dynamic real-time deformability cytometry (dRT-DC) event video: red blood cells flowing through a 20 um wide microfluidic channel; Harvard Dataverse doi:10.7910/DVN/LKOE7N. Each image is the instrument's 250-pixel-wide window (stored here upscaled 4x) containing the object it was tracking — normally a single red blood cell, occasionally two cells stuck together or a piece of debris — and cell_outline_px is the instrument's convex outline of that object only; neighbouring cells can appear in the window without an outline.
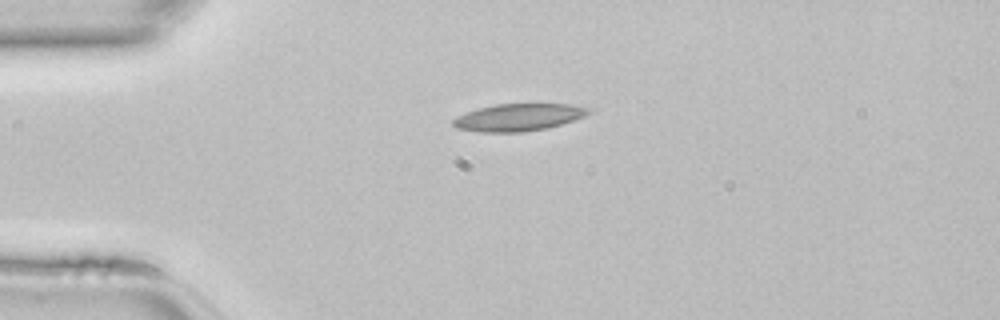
{"species": "common noctule bat (a hibernating species)", "species_latin": "Nyctalus noctula", "temperature_condition": "room temperature", "stored_images_in_passage": 36, "camera_frame_rate_fps": 3000, "um_per_image_px": 0.085, "animal": {"sex": "female", "body_mass_g": 22.7, "forearm_length_mm": 54.2}, "frame": {"image": 1, "passage_image": 1, "time_ms": 0.0, "image_size_px": [1000, 320], "cell_outline_px": [[592, 112], [584, 116], [548, 128], [520, 132], [476, 132], [456, 128], [452, 124], [452, 120], [456, 116], [476, 108], [496, 104], [572, 104], [592, 108]], "centroid_in_image_um": [44.04, 9.97], "position_along_channel_um": 41.0, "area_um2": 21.68}}
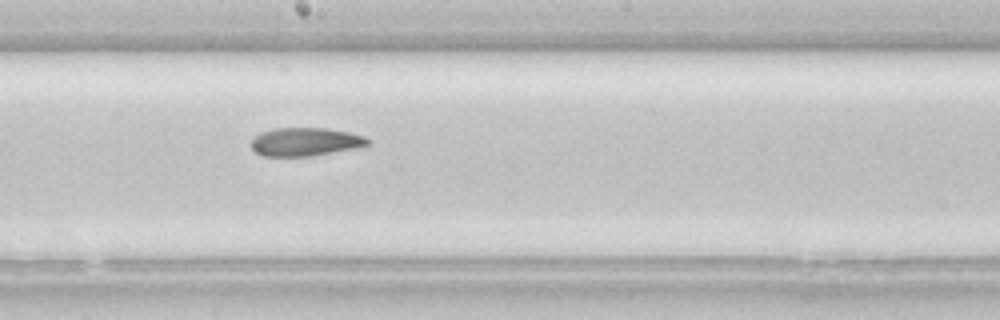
{"frame": {"image": 2, "passage_image": 15, "time_ms": 4.667, "image_size_px": [1000, 320], "cell_outline_px": [[372, 140], [368, 144], [356, 148], [312, 156], [260, 156], [252, 148], [252, 140], [260, 132], [276, 128], [324, 128], [348, 132], [364, 136]], "centroid_in_image_um": [25.95, 12.06], "position_along_channel_um": 222.2, "area_um2": 19.19}}
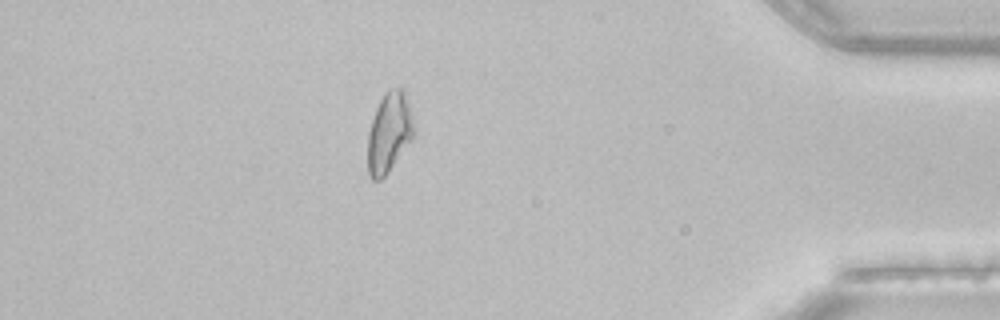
{"frame": {"image": 3, "passage_image": 30, "time_ms": 9.667, "image_size_px": [1000, 320], "cell_outline_px": [[416, 132], [388, 172], [380, 180], [372, 180], [368, 172], [368, 132], [376, 108], [384, 92], [388, 88], [404, 88], [408, 100], [416, 128]], "centroid_in_image_um": [33.09, 11.22], "position_along_channel_um": 402.1, "area_um2": 21.62}}